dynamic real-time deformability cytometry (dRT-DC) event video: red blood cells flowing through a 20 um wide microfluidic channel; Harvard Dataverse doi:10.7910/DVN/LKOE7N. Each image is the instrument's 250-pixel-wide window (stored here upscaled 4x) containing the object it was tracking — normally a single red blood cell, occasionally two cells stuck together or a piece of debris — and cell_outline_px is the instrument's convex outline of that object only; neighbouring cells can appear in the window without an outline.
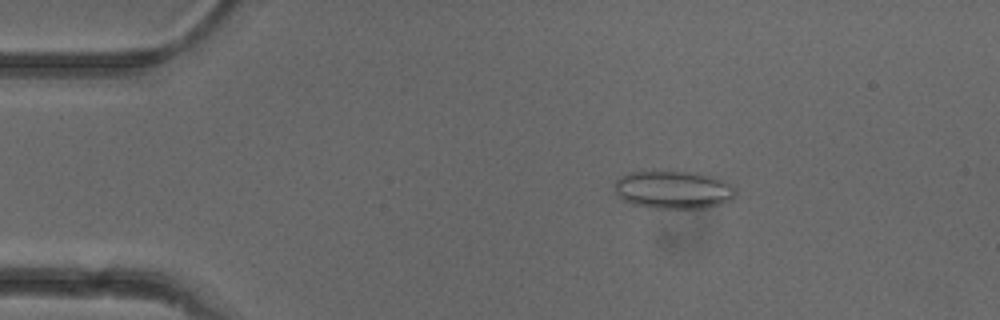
{"species": "common noctule bat (a hibernating species)", "species_latin": "Nyctalus noctula", "temperature_condition": "cold", "stored_images_in_passage": 52, "camera_frame_rate_fps": 3000, "um_per_image_px": 0.085, "animal": {"sex": "female"}, "frame": {"image": 1, "passage_image": 9, "time_ms": 2.667, "image_size_px": [1000, 320], "cell_outline_px": [[736, 196], [732, 200], [720, 204], [704, 208], [652, 208], [632, 204], [624, 200], [616, 192], [616, 180], [620, 176], [628, 172], [652, 168], [668, 168], [700, 172], [716, 176], [724, 180], [736, 188]], "centroid_in_image_um": [57.26, 16.05], "position_along_channel_um": 27.7, "area_um2": 28.21}}
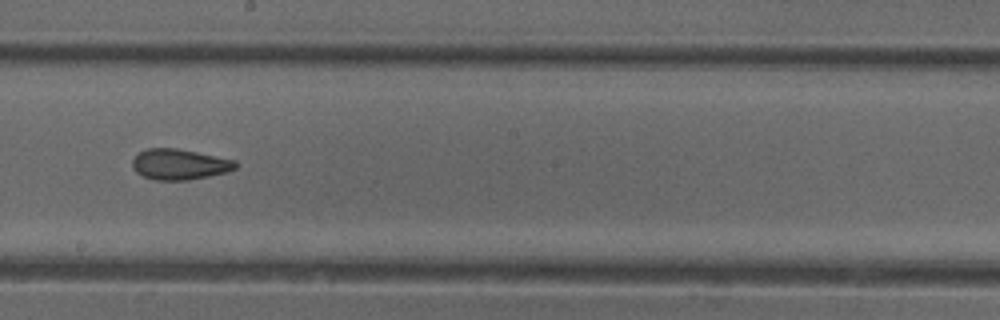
{"frame": {"image": 2, "passage_image": 29, "time_ms": 9.333, "image_size_px": [1000, 320], "cell_outline_px": [[236, 168], [228, 172], [188, 180], [156, 180], [144, 176], [136, 172], [132, 164], [132, 160], [140, 152], [148, 148], [176, 148], [236, 160]], "centroid_in_image_um": [15.27, 13.97], "position_along_channel_um": 232.9, "area_um2": 18.26}}
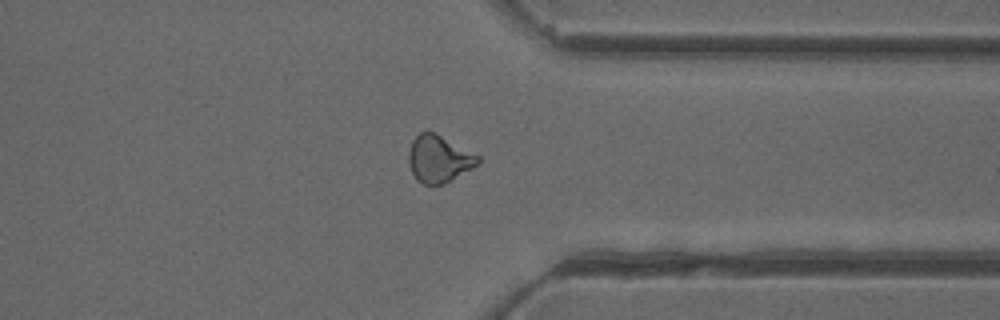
{"frame": {"image": 3, "passage_image": 40, "time_ms": 13.0, "image_size_px": [1000, 320], "cell_outline_px": [[480, 164], [444, 184], [424, 184], [416, 180], [408, 164], [408, 152], [412, 140], [420, 132], [428, 128], [480, 156]], "centroid_in_image_um": [37.3, 13.47], "position_along_channel_um": 374.1, "area_um2": 19.36}, "authors_computed_cell_mechanics": {"area_um2": 19.4208, "velocity_mm_per_s": 3.9572, "shape_relaxation_time_tau1_ms": null, "shape_relaxation_time_tau2_ms": 2.1646, "deformation_change_tau1": null, "deformation_change_tau2": 0.0997}}